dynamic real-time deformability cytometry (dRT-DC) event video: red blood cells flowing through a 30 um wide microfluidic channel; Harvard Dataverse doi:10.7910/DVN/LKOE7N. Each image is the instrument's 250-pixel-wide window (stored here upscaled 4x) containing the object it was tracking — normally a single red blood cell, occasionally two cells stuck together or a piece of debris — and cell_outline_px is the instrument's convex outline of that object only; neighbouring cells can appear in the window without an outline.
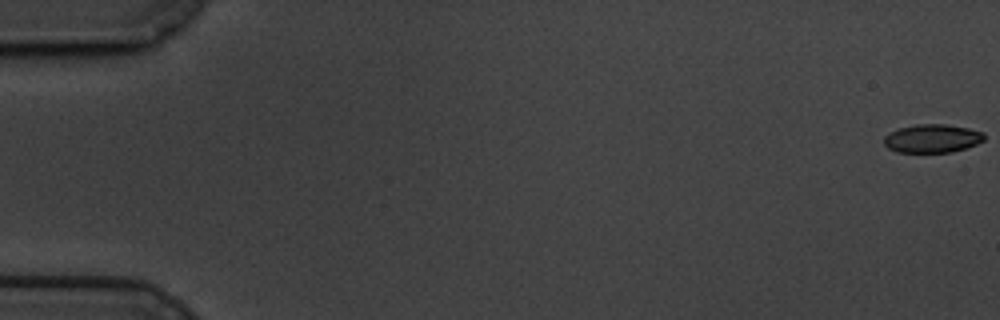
{"species": "common noctule bat (a hibernating species)", "species_latin": "Nyctalus noctula", "temperature_condition": "cold", "stored_images_in_passage": 61, "camera_frame_rate_fps": 3000, "um_per_image_px": 0.085, "animal": {"sex": "male", "body_mass_g": 19.5, "forearm_length_mm": 54.6}, "frame": {"image": 1, "passage_image": 1, "time_ms": 0.0, "image_size_px": [1000, 320], "cell_outline_px": [[984, 140], [976, 144], [952, 152], [896, 152], [888, 148], [884, 144], [884, 136], [888, 132], [900, 128], [916, 124], [944, 124], [968, 128], [984, 132]], "centroid_in_image_um": [79.22, 11.76], "position_along_channel_um": 5.8, "area_um2": 16.59}}
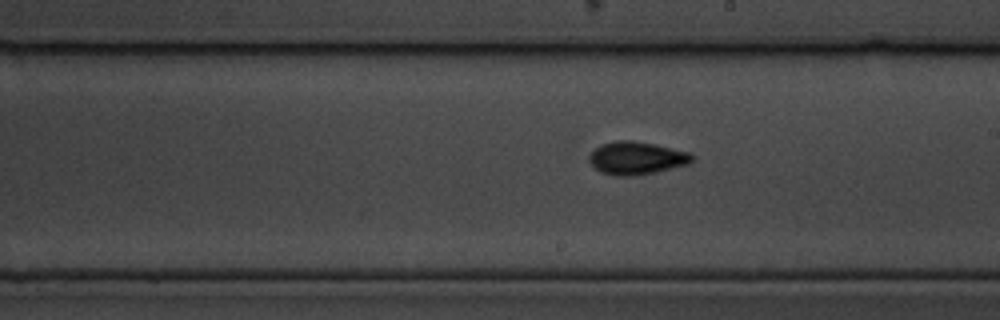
{"frame": {"image": 2, "passage_image": 35, "time_ms": 11.333, "image_size_px": [1000, 320], "cell_outline_px": [[696, 156], [688, 164], [656, 172], [636, 176], [616, 176], [600, 172], [588, 160], [588, 156], [596, 148], [604, 144], [616, 140], [632, 140], [692, 152]], "centroid_in_image_um": [54.13, 13.44], "position_along_channel_um": 234.9, "area_um2": 19.71}}
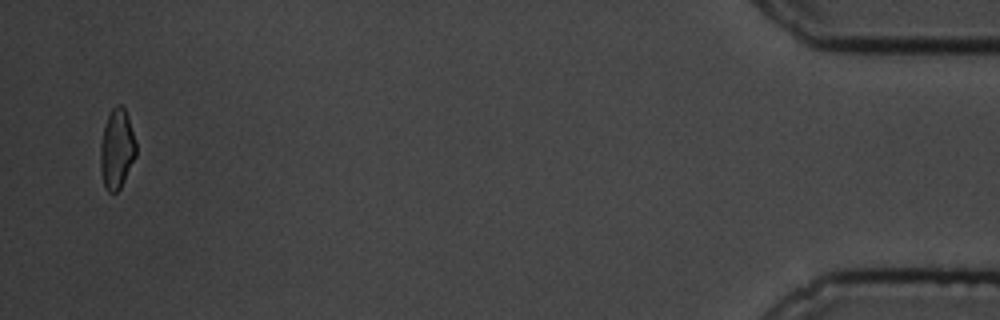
{"frame": {"image": 3, "passage_image": 59, "time_ms": 19.333, "image_size_px": [1000, 320], "cell_outline_px": [[136, 156], [120, 188], [116, 192], [108, 192], [104, 188], [100, 172], [100, 144], [104, 124], [112, 108], [116, 104], [120, 104], [124, 108], [128, 116], [136, 140]], "centroid_in_image_um": [9.92, 12.66], "position_along_channel_um": 425.3, "area_um2": 16.82}, "authors_computed_cell_mechanics": {"area_um2": 17.5134, "velocity_mm_per_s": 3.3935, "shape_relaxation_time_tau1_ms": 3.7324, "shape_relaxation_time_tau2_ms": 5.2825, "deformation_change_tau1": 0.1295, "deformation_change_tau2": 0.0982}}